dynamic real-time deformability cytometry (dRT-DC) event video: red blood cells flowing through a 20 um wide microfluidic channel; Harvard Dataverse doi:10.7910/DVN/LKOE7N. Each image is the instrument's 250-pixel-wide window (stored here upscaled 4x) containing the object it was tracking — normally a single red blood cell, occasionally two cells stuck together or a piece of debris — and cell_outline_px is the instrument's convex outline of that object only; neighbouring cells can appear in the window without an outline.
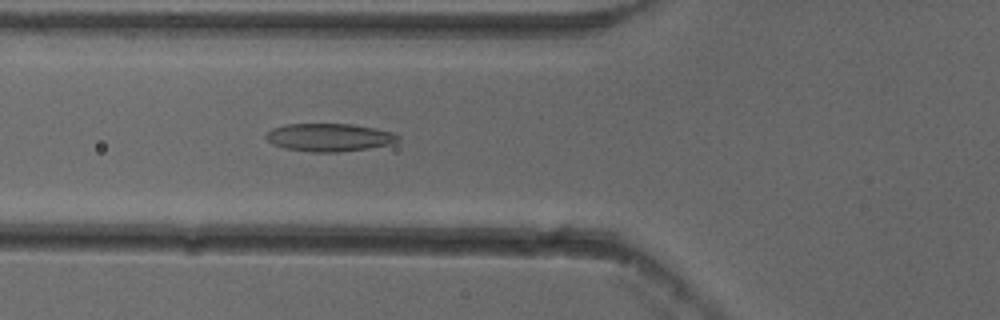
{"species": "common noctule bat (a hibernating species)", "species_latin": "Nyctalus noctula", "temperature_condition": "cold", "stored_images_in_passage": 52, "camera_frame_rate_fps": 3000, "um_per_image_px": 0.085, "animal": {"sex": "female"}, "frame": {"image": 1, "passage_image": 19, "time_ms": 6.0, "image_size_px": [1000, 320], "cell_outline_px": [[400, 140], [388, 144], [368, 148], [340, 152], [312, 152], [284, 148], [272, 144], [264, 136], [272, 128], [284, 124], [352, 124], [376, 128], [392, 132], [400, 136]], "centroid_in_image_um": [27.97, 11.67], "position_along_channel_um": 97.8, "area_um2": 21.5}}
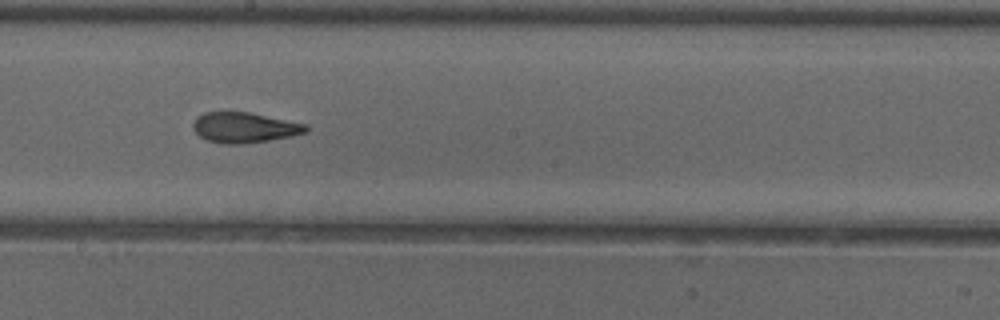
{"frame": {"image": 2, "passage_image": 29, "time_ms": 9.333, "image_size_px": [1000, 320], "cell_outline_px": [[308, 132], [292, 136], [268, 140], [236, 144], [224, 144], [208, 140], [200, 136], [192, 128], [192, 124], [196, 116], [204, 112], [248, 112], [308, 124]], "centroid_in_image_um": [20.77, 10.83], "position_along_channel_um": 227.4, "area_um2": 19.94}}
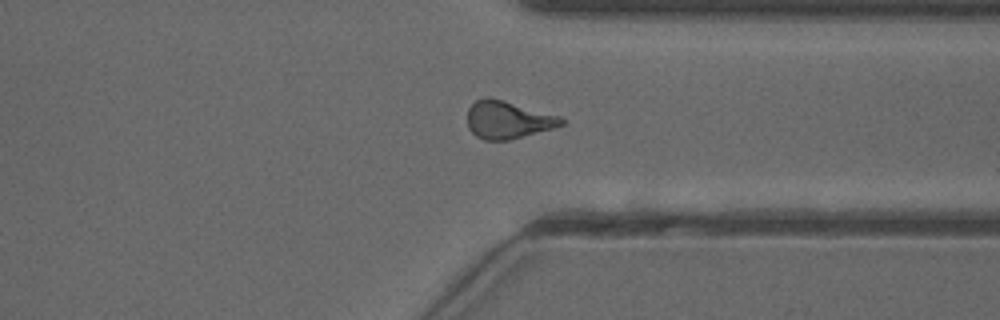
{"frame": {"image": 3, "passage_image": 40, "time_ms": 13.0, "image_size_px": [1000, 320], "cell_outline_px": [[564, 124], [552, 128], [508, 140], [484, 140], [476, 136], [468, 128], [468, 108], [476, 100], [488, 96], [504, 100], [560, 116], [564, 120]], "centroid_in_image_um": [43.14, 10.17], "position_along_channel_um": 368.3, "area_um2": 20.46}, "authors_computed_cell_mechanics": {"area_um2": 20.5768, "velocity_mm_per_s": 3.8644, "shape_relaxation_time_tau1_ms": 8.1773, "shape_relaxation_time_tau2_ms": 2.1299, "deformation_change_tau1": 0.1911, "deformation_change_tau2": 0.0923}}